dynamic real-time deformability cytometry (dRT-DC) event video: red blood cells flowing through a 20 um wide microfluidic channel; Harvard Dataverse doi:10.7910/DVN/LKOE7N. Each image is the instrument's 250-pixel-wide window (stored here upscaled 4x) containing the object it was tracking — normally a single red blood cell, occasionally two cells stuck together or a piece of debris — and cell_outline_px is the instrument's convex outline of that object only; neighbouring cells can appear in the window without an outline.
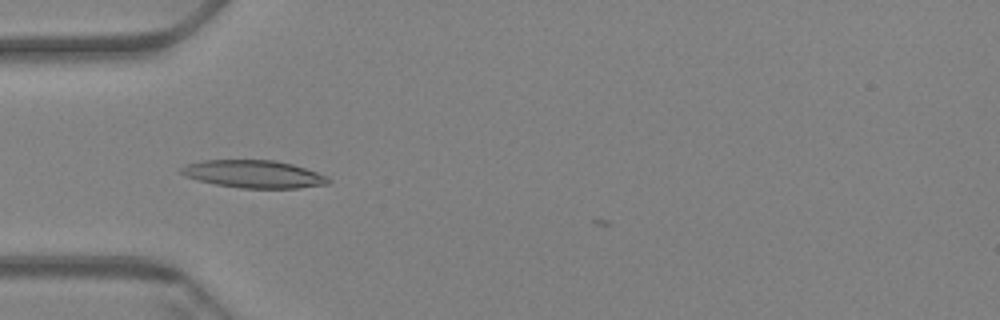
{"species": "Egyptian fruit bat (a non-hibernating species)", "species_latin": "Rousettus aegyptiacus", "temperature_condition": "warm", "stored_images_in_passage": 12, "camera_frame_rate_fps": 3000, "um_per_image_px": 0.085, "animal": {"sex": "female"}, "frame": {"image": 1, "passage_image": 8, "time_ms": 2.333, "image_size_px": [1000, 320], "cell_outline_px": [[332, 180], [328, 184], [300, 188], [240, 188], [216, 184], [196, 180], [184, 176], [180, 172], [180, 168], [184, 164], [204, 160], [272, 160], [292, 164], [328, 176]], "centroid_in_image_um": [21.54, 14.8], "position_along_channel_um": 63.5, "area_um2": 23.81}}
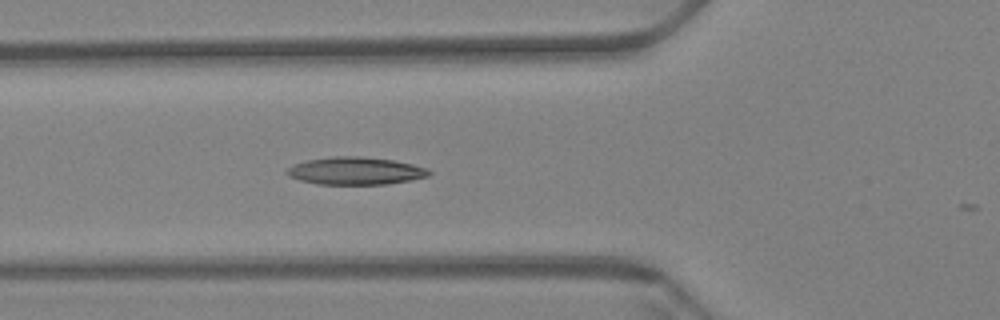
{"frame": {"image": 2, "passage_image": 11, "time_ms": 3.333, "image_size_px": [1000, 320], "cell_outline_px": [[432, 172], [428, 176], [412, 180], [388, 184], [316, 184], [300, 180], [288, 176], [284, 172], [288, 168], [296, 164], [308, 160], [332, 156], [360, 156], [392, 160], [412, 164], [428, 168]], "centroid_in_image_um": [30.23, 14.53], "position_along_channel_um": 95.6, "area_um2": 22.83}}